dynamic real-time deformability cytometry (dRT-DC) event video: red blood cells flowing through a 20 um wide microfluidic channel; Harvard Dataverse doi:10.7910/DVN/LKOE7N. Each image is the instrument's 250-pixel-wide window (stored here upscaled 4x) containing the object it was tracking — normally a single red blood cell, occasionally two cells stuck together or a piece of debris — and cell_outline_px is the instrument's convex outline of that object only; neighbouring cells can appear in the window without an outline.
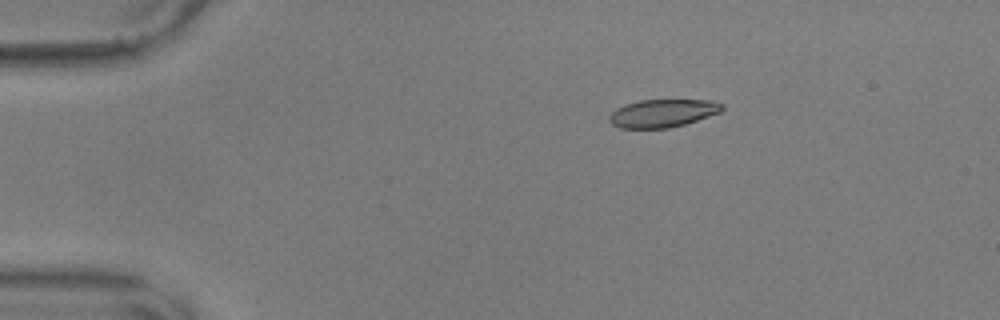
{"species": "common noctule bat (a hibernating species)", "species_latin": "Nyctalus noctula", "temperature_condition": "warm", "stored_images_in_passage": 47, "camera_frame_rate_fps": 3000, "um_per_image_px": 0.085, "animal": {"sex": "male", "body_mass_g": 17.9, "forearm_length_mm": 54.2}, "frame": {"image": 1, "passage_image": 1, "time_ms": 0.0, "image_size_px": [1000, 320], "cell_outline_px": [[724, 108], [720, 112], [684, 124], [668, 128], [620, 128], [612, 124], [608, 120], [608, 116], [616, 108], [624, 104], [640, 100], [708, 100], [724, 104]], "centroid_in_image_um": [56.29, 9.62], "position_along_channel_um": 28.7, "area_um2": 18.32}}
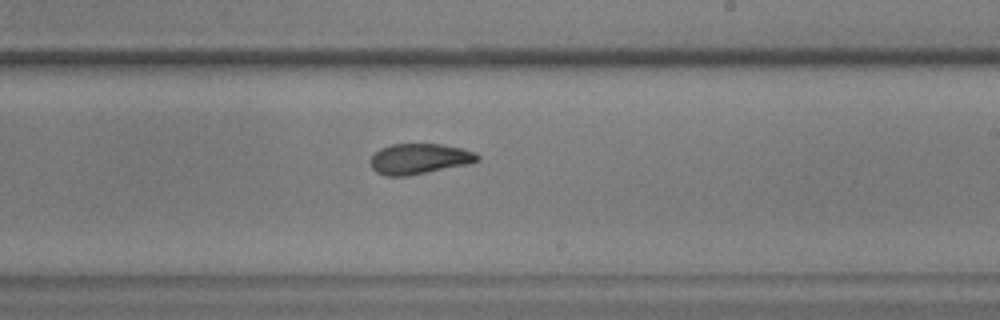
{"frame": {"image": 2, "passage_image": 25, "time_ms": 8.0, "image_size_px": [1000, 320], "cell_outline_px": [[480, 160], [472, 164], [408, 176], [384, 176], [376, 172], [372, 168], [372, 156], [380, 148], [392, 144], [440, 144], [460, 148], [476, 152], [480, 156]], "centroid_in_image_um": [35.69, 13.51], "position_along_channel_um": 253.3, "area_um2": 19.19}}
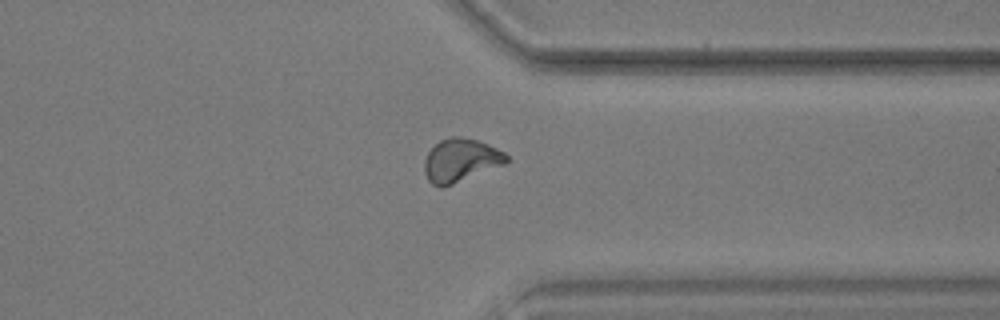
{"frame": {"image": 3, "passage_image": 35, "time_ms": 11.333, "image_size_px": [1000, 320], "cell_outline_px": [[508, 160], [504, 164], [452, 184], [440, 188], [432, 184], [428, 180], [424, 172], [424, 160], [428, 152], [440, 140], [452, 136], [460, 136], [476, 140], [488, 144], [504, 152], [508, 156]], "centroid_in_image_um": [39.13, 13.62], "position_along_channel_um": 372.3, "area_um2": 20.46}, "authors_computed_cell_mechanics": {"area_um2": 19.7098, "velocity_mm_per_s": 3.6018, "shape_relaxation_time_tau1_ms": null, "shape_relaxation_time_tau2_ms": 1.6836, "deformation_change_tau1": null, "deformation_change_tau2": 0.0706}}